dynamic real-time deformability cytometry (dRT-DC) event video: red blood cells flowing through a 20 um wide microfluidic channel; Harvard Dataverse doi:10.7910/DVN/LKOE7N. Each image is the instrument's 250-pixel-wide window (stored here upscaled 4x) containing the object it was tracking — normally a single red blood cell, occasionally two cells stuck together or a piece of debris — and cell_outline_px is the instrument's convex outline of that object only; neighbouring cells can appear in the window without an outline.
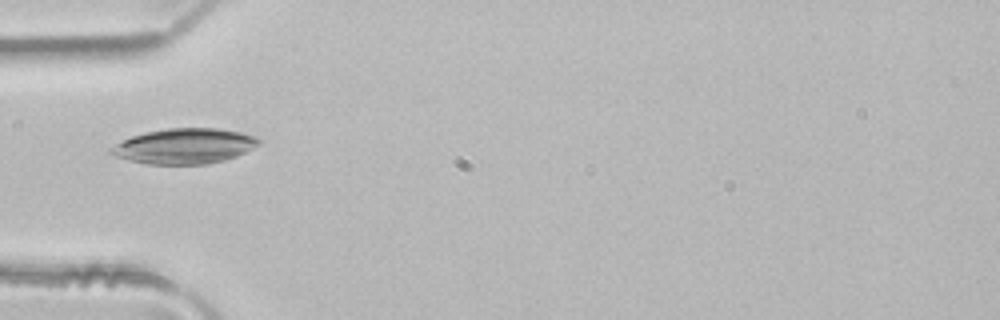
{"species": "common noctule bat (a hibernating species)", "species_latin": "Nyctalus noctula", "temperature_condition": "room temperature", "stored_images_in_passage": 4, "camera_frame_rate_fps": 3000, "um_per_image_px": 0.085, "animal": {"sex": "male", "body_mass_g": 21.5, "forearm_length_mm": 52.0}, "frame": {"image": 1, "passage_image": 3, "time_ms": 0.667, "image_size_px": [1000, 320], "cell_outline_px": [[260, 144], [236, 156], [224, 160], [208, 164], [148, 164], [128, 160], [116, 156], [108, 152], [108, 148], [132, 136], [144, 132], [164, 128], [220, 128], [240, 132], [256, 136], [260, 140]], "centroid_in_image_um": [15.67, 12.41], "position_along_channel_um": 69.3, "area_um2": 30.46}}
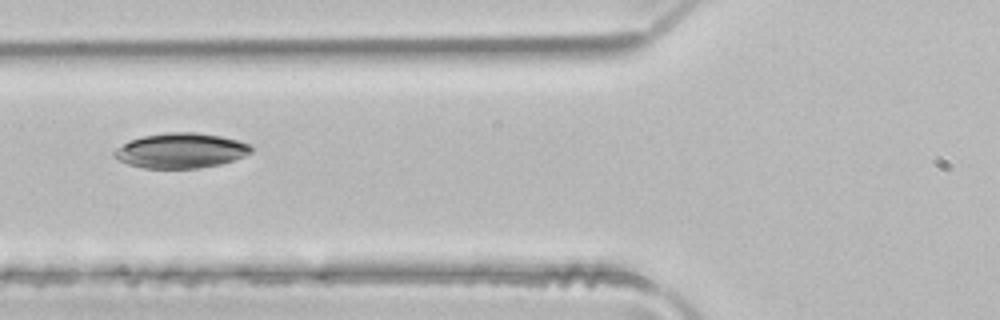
{"frame": {"image": 2, "passage_image": 4, "time_ms": 1.0, "image_size_px": [1000, 320], "cell_outline_px": [[252, 152], [244, 156], [220, 164], [200, 168], [144, 168], [128, 164], [112, 156], [112, 152], [116, 148], [128, 140], [144, 136], [164, 132], [196, 132], [220, 136], [252, 144]], "centroid_in_image_um": [15.35, 12.79], "position_along_channel_um": 110.5, "area_um2": 28.03}}